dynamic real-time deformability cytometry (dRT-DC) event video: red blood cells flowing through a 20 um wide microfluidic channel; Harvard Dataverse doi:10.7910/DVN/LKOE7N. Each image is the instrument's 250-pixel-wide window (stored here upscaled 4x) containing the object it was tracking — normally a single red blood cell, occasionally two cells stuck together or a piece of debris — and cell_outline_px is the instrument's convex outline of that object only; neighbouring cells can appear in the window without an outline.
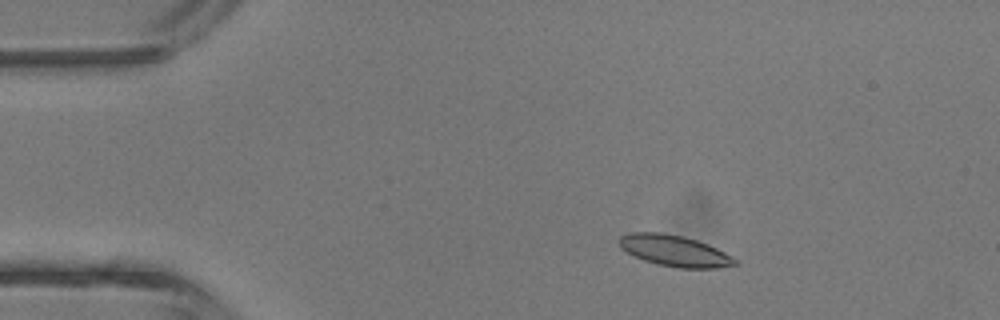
{"species": "common noctule bat (a hibernating species)", "species_latin": "Nyctalus noctula", "temperature_condition": "room temperature", "stored_images_in_passage": 5, "camera_frame_rate_fps": 3000, "um_per_image_px": 0.085, "animal": {"sex": "male", "body_mass_g": 13.3}, "frame": {"image": 1, "passage_image": 2, "time_ms": 1.333, "image_size_px": [1000, 320], "cell_outline_px": [[740, 264], [716, 268], [676, 268], [656, 264], [644, 260], [620, 248], [620, 236], [628, 232], [660, 232], [684, 236], [708, 244], [732, 256]], "centroid_in_image_um": [57.34, 21.31], "position_along_channel_um": 27.7, "area_um2": 21.04}}
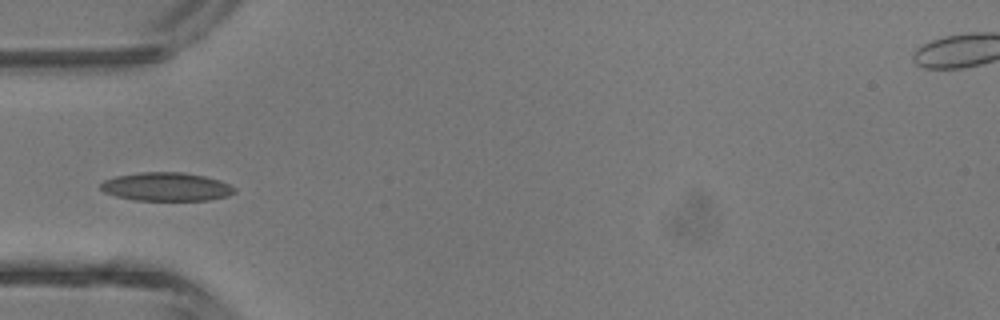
{"frame": {"image": 2, "passage_image": 4, "time_ms": 3.667, "image_size_px": [1000, 320], "cell_outline_px": [[236, 192], [228, 196], [208, 200], [136, 200], [116, 196], [104, 192], [100, 188], [100, 184], [104, 180], [116, 176], [140, 172], [184, 172], [204, 176], [220, 180], [236, 188]], "centroid_in_image_um": [14.15, 15.87], "position_along_channel_um": 70.9, "area_um2": 22.25}}
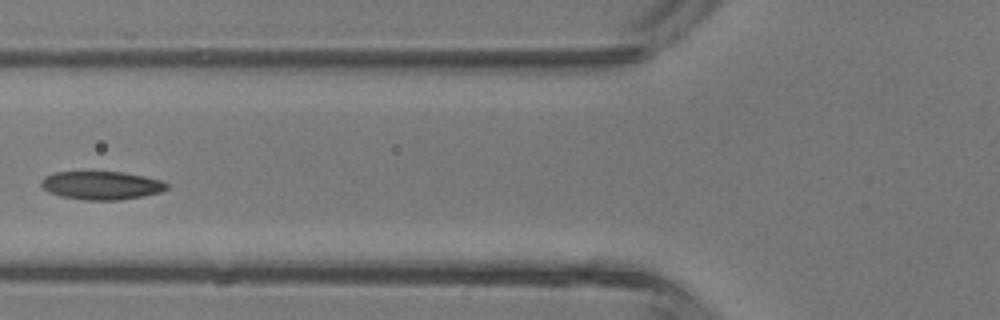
{"frame": {"image": 3, "passage_image": 5, "time_ms": 4.667, "image_size_px": [1000, 320], "cell_outline_px": [[168, 188], [160, 192], [144, 196], [120, 200], [84, 200], [60, 196], [48, 192], [40, 184], [44, 176], [56, 172], [120, 172], [144, 176], [164, 180], [168, 184]], "centroid_in_image_um": [8.64, 15.76], "position_along_channel_um": 117.2, "area_um2": 20.81}}